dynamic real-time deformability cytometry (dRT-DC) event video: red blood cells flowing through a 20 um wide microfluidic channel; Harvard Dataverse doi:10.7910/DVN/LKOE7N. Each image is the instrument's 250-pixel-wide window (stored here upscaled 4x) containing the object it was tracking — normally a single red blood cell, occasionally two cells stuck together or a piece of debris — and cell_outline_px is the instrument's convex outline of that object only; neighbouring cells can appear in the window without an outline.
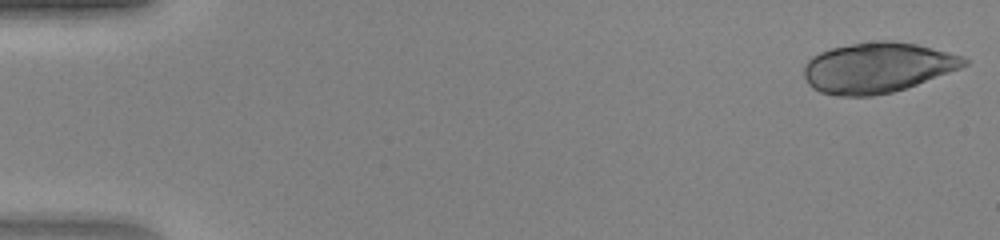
{"species": "human", "species_latin": "Homo sapiens", "temperature_condition": "warm", "stored_images_in_passage": 46, "camera_frame_rate_fps": 3000, "um_per_image_px": 0.085, "donor": {"sex": "female"}, "frame": {"image": 1, "passage_image": 1, "time_ms": 0.0, "image_size_px": [1000, 240], "cell_outline_px": [[968, 64], [960, 68], [916, 84], [892, 92], [872, 96], [836, 96], [820, 92], [812, 88], [808, 84], [804, 76], [804, 64], [812, 56], [820, 52], [832, 48], [852, 44], [876, 40], [888, 40], [916, 44], [964, 56], [968, 60]], "centroid_in_image_um": [74.55, 5.75], "position_along_channel_um": 10.5, "area_um2": 46.82}}
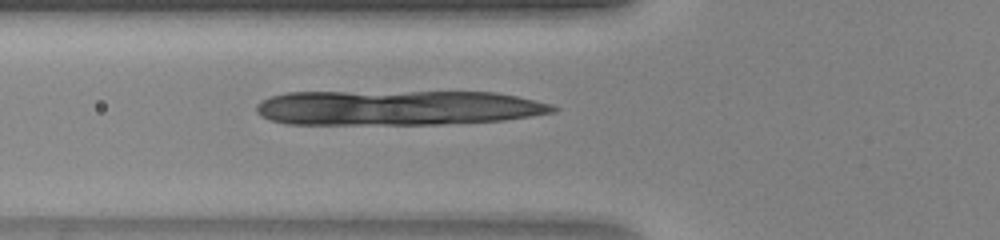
{"frame": {"image": 2, "passage_image": 17, "time_ms": 5.333, "image_size_px": [1000, 240], "cell_outline_px": [[560, 108], [556, 112], [504, 120], [444, 124], [288, 124], [268, 120], [260, 116], [256, 112], [256, 104], [260, 100], [272, 96], [288, 92], [496, 92], [536, 100], [552, 104]], "centroid_in_image_um": [33.79, 9.16], "position_along_channel_um": 92.0, "area_um2": 60.92}}
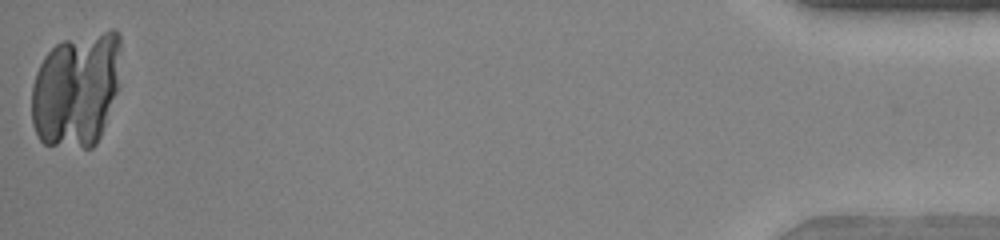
{"frame": {"image": 3, "passage_image": 46, "time_ms": 15.0, "image_size_px": [1000, 240], "cell_outline_px": [[120, 48], [116, 92], [100, 136], [96, 144], [92, 148], [84, 148], [44, 144], [40, 140], [32, 124], [32, 84], [36, 72], [44, 56], [56, 44], [64, 40], [112, 28], [120, 36]], "centroid_in_image_um": [6.46, 7.61], "position_along_channel_um": 428.7, "area_um2": 59.59}}